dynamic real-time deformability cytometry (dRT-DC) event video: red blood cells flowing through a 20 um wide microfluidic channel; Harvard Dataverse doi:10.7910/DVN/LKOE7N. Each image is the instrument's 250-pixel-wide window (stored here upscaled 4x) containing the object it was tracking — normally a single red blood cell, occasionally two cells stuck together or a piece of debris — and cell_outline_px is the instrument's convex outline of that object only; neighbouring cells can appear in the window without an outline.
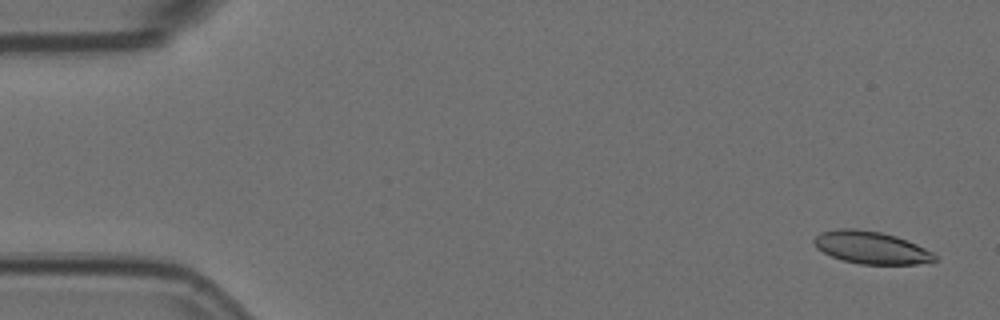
{"species": "Egyptian fruit bat (a non-hibernating species)", "species_latin": "Rousettus aegyptiacus", "temperature_condition": "room temperature", "stored_images_in_passage": 57, "camera_frame_rate_fps": 3000, "um_per_image_px": 0.085, "animal": {"sex": "female"}, "frame": {"image": 1, "passage_image": 3, "time_ms": 0.667, "image_size_px": [1000, 320], "cell_outline_px": [[936, 260], [916, 264], [860, 264], [844, 260], [832, 256], [816, 248], [812, 240], [820, 232], [840, 228], [852, 228], [880, 232], [896, 236], [916, 244], [932, 252], [936, 256]], "centroid_in_image_um": [74.01, 21.04], "position_along_channel_um": 11.0, "area_um2": 22.6}}
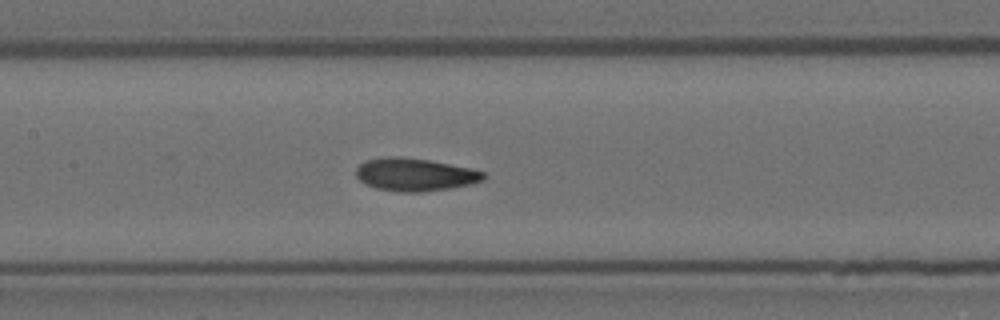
{"frame": {"image": 2, "passage_image": 27, "time_ms": 8.667, "image_size_px": [1000, 320], "cell_outline_px": [[484, 180], [452, 188], [420, 192], [396, 192], [376, 188], [364, 184], [356, 176], [356, 168], [360, 164], [368, 160], [388, 156], [400, 156], [428, 160], [472, 168], [484, 172]], "centroid_in_image_um": [35.25, 14.84], "position_along_channel_um": 172.2, "area_um2": 24.39}}
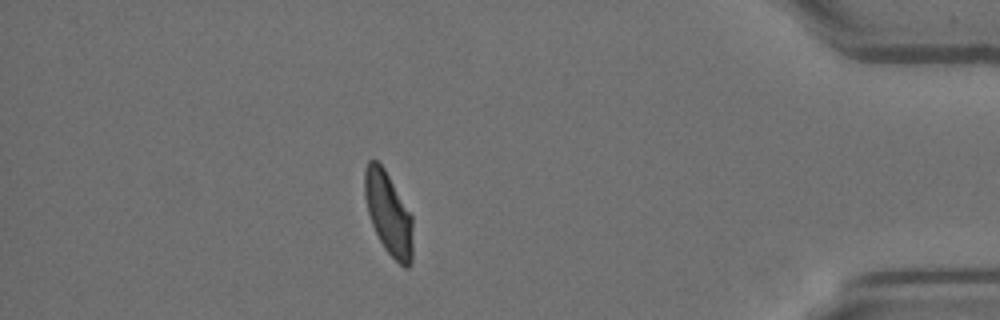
{"frame": {"image": 3, "passage_image": 50, "time_ms": 16.333, "image_size_px": [1000, 320], "cell_outline_px": [[412, 260], [408, 268], [404, 268], [384, 248], [372, 224], [368, 212], [364, 196], [364, 168], [368, 160], [376, 160], [384, 168], [412, 216]], "centroid_in_image_um": [33.01, 18.13], "position_along_channel_um": 402.2, "area_um2": 23.0}, "authors_computed_cell_mechanics": {"area_um2": 23.7558, "velocity_mm_per_s": 3.5954, "shape_relaxation_time_tau1_ms": null, "shape_relaxation_time_tau2_ms": 2.123, "deformation_change_tau1": null, "deformation_change_tau2": 0.0788}}